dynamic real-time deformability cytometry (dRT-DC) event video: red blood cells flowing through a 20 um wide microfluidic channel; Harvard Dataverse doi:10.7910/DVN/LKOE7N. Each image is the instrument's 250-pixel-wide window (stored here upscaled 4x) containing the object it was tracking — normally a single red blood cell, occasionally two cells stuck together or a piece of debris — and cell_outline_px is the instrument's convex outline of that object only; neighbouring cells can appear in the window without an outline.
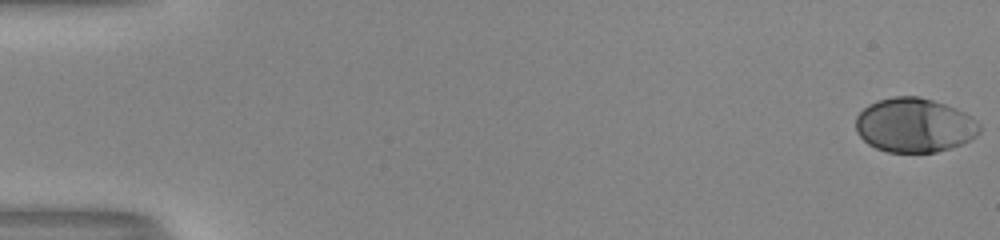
{"species": "human", "species_latin": "Homo sapiens", "temperature_condition": "room temperature", "stored_images_in_passage": 53, "camera_frame_rate_fps": 3000, "um_per_image_px": 0.085, "donor": {"sex": "male"}, "frame": {"image": 1, "passage_image": 1, "time_ms": 0.0, "image_size_px": [1000, 240], "cell_outline_px": [[980, 132], [972, 140], [952, 148], [936, 152], [888, 152], [876, 148], [868, 144], [856, 132], [856, 116], [868, 104], [876, 100], [892, 96], [920, 96], [956, 108], [972, 116], [980, 124]], "centroid_in_image_um": [77.74, 10.64], "position_along_channel_um": 7.3, "area_um2": 39.54}}
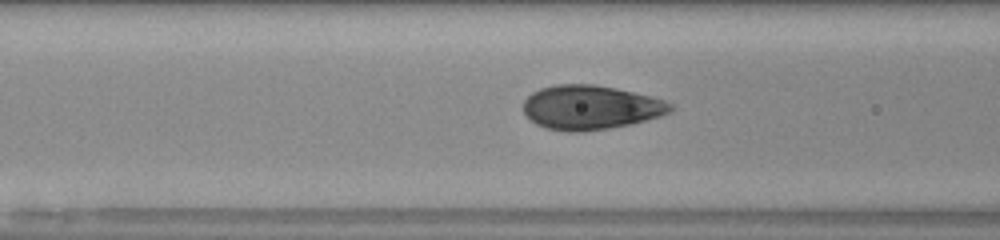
{"frame": {"image": 2, "passage_image": 23, "time_ms": 7.333, "image_size_px": [1000, 240], "cell_outline_px": [[676, 108], [672, 112], [660, 116], [632, 124], [608, 128], [580, 132], [568, 132], [544, 128], [536, 124], [524, 112], [524, 100], [532, 92], [540, 88], [556, 84], [592, 84], [616, 88], [652, 96], [664, 100], [672, 104]], "centroid_in_image_um": [50.23, 9.13], "position_along_channel_um": 116.4, "area_um2": 38.15}}
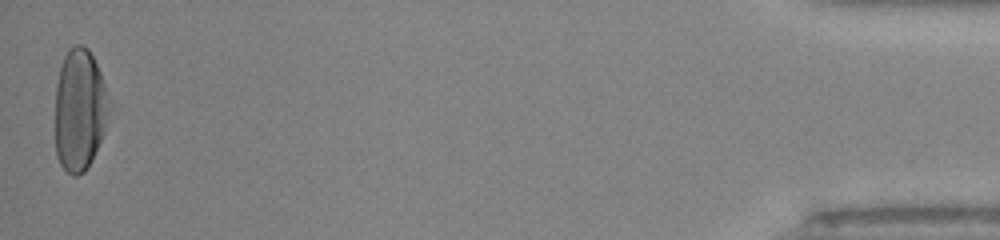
{"frame": {"image": 3, "passage_image": 53, "time_ms": 17.333, "image_size_px": [1000, 240], "cell_outline_px": [[108, 112], [104, 132], [92, 160], [84, 172], [76, 176], [72, 176], [60, 164], [56, 156], [56, 84], [60, 68], [64, 56], [68, 48], [72, 44], [80, 44], [88, 48], [100, 72], [104, 84], [108, 108]], "centroid_in_image_um": [6.74, 9.34], "position_along_channel_um": 428.5, "area_um2": 38.03}, "authors_computed_cell_mechanics": {"area_um2": 38.5526, "velocity_mm_per_s": 4.0418, "shape_relaxation_time_tau1_ms": 3.2626, "shape_relaxation_time_tau2_ms": null, "deformation_change_tau1": 0.1872, "deformation_change_tau2": null}}